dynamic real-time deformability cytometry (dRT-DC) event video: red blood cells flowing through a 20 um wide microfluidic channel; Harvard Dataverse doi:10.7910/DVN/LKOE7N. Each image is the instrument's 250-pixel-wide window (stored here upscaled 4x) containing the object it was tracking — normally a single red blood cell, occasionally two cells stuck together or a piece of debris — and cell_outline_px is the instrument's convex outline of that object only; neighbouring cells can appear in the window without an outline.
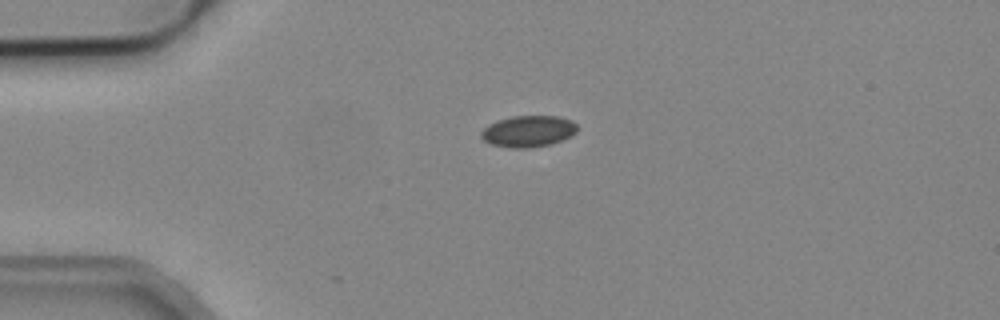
{"species": "common noctule bat (a hibernating species)", "species_latin": "Nyctalus noctula", "temperature_condition": "cold", "stored_images_in_passage": 3, "camera_frame_rate_fps": 3000, "um_per_image_px": 0.085, "animal": {"sex": "male", "body_mass_g": 19.2, "forearm_length_mm": 51.8}, "frame": {"image": 1, "passage_image": 1, "time_ms": 0.0, "image_size_px": [1000, 320], "cell_outline_px": [[576, 132], [572, 136], [548, 144], [528, 148], [508, 148], [492, 144], [484, 140], [480, 136], [480, 132], [488, 124], [496, 120], [512, 116], [560, 116], [572, 120], [576, 124]], "centroid_in_image_um": [44.88, 11.14], "position_along_channel_um": 40.1, "area_um2": 17.63}}